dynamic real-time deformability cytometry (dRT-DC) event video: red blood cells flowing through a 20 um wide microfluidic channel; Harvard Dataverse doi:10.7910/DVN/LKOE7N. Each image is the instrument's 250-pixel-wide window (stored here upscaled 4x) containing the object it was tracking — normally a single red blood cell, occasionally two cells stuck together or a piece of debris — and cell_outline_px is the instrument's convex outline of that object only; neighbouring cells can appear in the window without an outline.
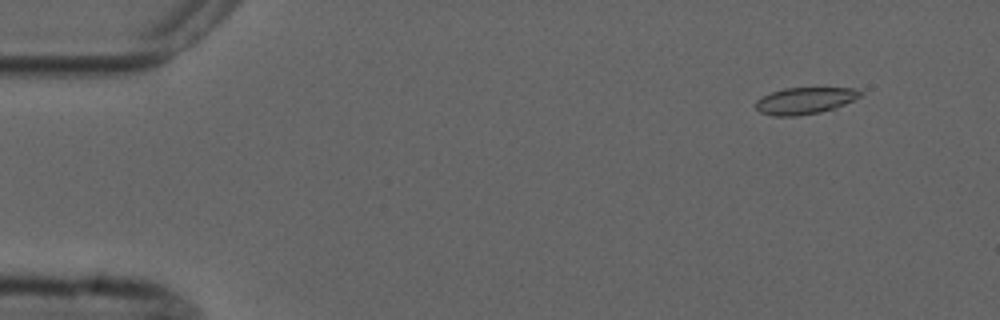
{"species": "common noctule bat (a hibernating species)", "species_latin": "Nyctalus noctula", "temperature_condition": "cold", "stored_images_in_passage": 4, "camera_frame_rate_fps": 3000, "um_per_image_px": 0.085, "animal": {"sex": "male", "forearm_length_mm": 52.5}, "frame": {"image": 1, "passage_image": 1, "time_ms": 0.0, "image_size_px": [1000, 320], "cell_outline_px": [[864, 92], [860, 96], [836, 108], [820, 112], [796, 116], [772, 116], [760, 112], [756, 108], [756, 100], [772, 92], [784, 88], [856, 88]], "centroid_in_image_um": [68.42, 8.56], "position_along_channel_um": 16.6, "area_um2": 16.18}}
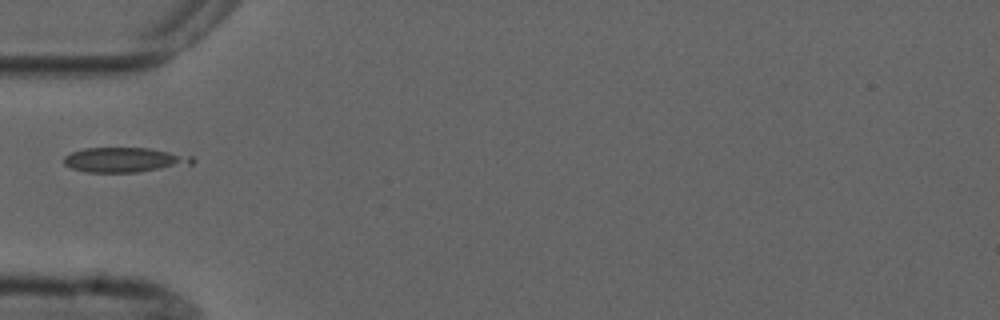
{"frame": {"image": 2, "passage_image": 4, "time_ms": 4.333, "image_size_px": [1000, 320], "cell_outline_px": [[196, 160], [192, 164], [136, 172], [88, 172], [72, 168], [64, 164], [64, 156], [72, 152], [84, 148], [148, 148], [192, 156]], "centroid_in_image_um": [10.57, 13.58], "position_along_channel_um": 74.4, "area_um2": 18.32}}